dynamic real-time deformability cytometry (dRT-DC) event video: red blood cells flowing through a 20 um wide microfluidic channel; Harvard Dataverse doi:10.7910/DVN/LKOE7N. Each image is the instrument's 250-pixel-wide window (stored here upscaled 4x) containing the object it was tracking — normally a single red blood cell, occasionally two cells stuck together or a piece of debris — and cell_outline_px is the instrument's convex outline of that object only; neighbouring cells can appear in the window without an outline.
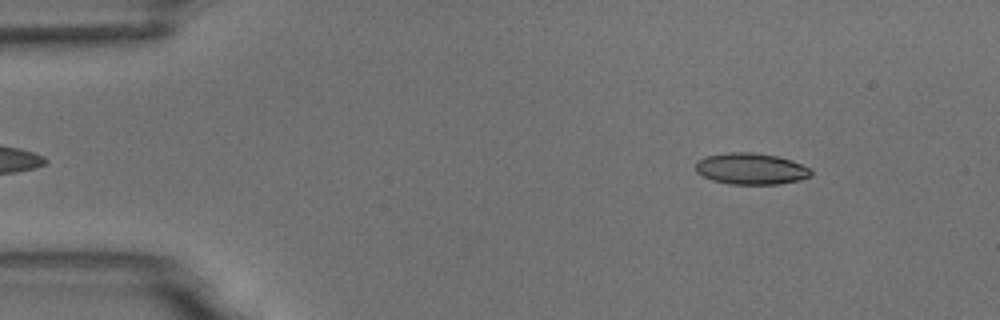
{"species": "common noctule bat (a hibernating species)", "species_latin": "Nyctalus noctula", "temperature_condition": "room temperature", "stored_images_in_passage": 51, "camera_frame_rate_fps": 3000, "um_per_image_px": 0.085, "animal": {"sex": "male", "body_mass_g": 18.8}, "frame": {"image": 1, "passage_image": 4, "time_ms": 1.0, "image_size_px": [1000, 320], "cell_outline_px": [[812, 176], [800, 180], [780, 184], [732, 184], [712, 180], [696, 172], [696, 160], [704, 156], [728, 152], [752, 152], [776, 156], [792, 160], [808, 168], [812, 172]], "centroid_in_image_um": [63.82, 14.34], "position_along_channel_um": 21.2, "area_um2": 21.15}}
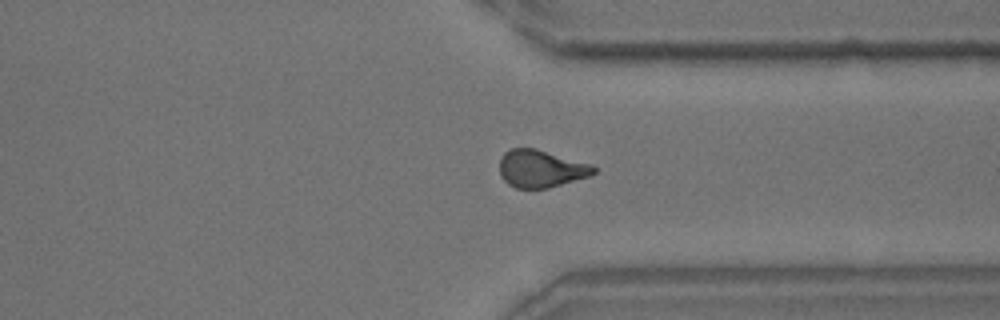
{"frame": {"image": 2, "passage_image": 38, "time_ms": 12.333, "image_size_px": [1000, 320], "cell_outline_px": [[596, 172], [588, 176], [548, 188], [516, 188], [508, 184], [500, 176], [500, 160], [504, 152], [512, 148], [536, 148], [592, 164], [596, 168]], "centroid_in_image_um": [45.97, 14.33], "position_along_channel_um": 365.4, "area_um2": 20.52}}
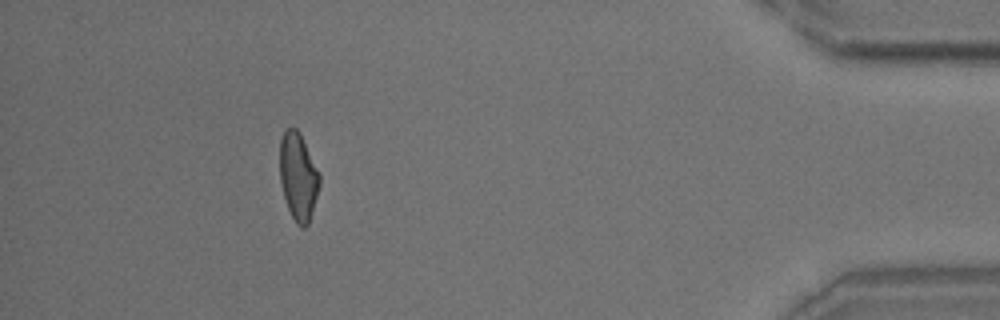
{"frame": {"image": 3, "passage_image": 46, "time_ms": 15.0, "image_size_px": [1000, 320], "cell_outline_px": [[320, 184], [308, 224], [304, 228], [300, 228], [296, 224], [288, 208], [284, 196], [280, 180], [280, 140], [284, 128], [296, 128], [300, 132], [320, 172]], "centroid_in_image_um": [25.35, 14.97], "position_along_channel_um": 409.9, "area_um2": 20.4}, "authors_computed_cell_mechanics": {"area_um2": 20.9814, "velocity_mm_per_s": 3.7538, "shape_relaxation_time_tau1_ms": 5.8193, "shape_relaxation_time_tau2_ms": 2.3841, "deformation_change_tau1": 0.1667, "deformation_change_tau2": 0.0842}}